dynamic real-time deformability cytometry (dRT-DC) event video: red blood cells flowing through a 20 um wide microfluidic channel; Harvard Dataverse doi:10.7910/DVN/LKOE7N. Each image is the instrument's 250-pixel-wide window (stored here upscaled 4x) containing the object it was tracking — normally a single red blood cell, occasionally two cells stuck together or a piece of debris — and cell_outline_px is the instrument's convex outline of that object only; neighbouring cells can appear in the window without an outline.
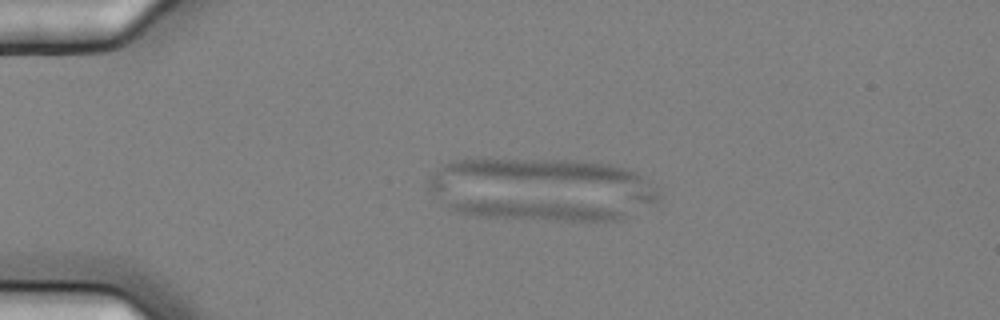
{"species": "common noctule bat (a hibernating species)", "species_latin": "Nyctalus noctula", "temperature_condition": "cold", "stored_images_in_passage": 5, "camera_frame_rate_fps": 3000, "um_per_image_px": 0.085, "animal": {"sex": "female", "body_mass_g": 25.1}, "frame": {"image": 1, "passage_image": 3, "time_ms": 0.667, "image_size_px": [1000, 320], "cell_outline_px": [[624, 220], [556, 220], [480, 216], [456, 212], [448, 208], [444, 204], [444, 200], [496, 200], [572, 204], [624, 208]], "centroid_in_image_um": [45.48, 17.87], "position_along_channel_um": 39.5, "area_um2": 19.54}}